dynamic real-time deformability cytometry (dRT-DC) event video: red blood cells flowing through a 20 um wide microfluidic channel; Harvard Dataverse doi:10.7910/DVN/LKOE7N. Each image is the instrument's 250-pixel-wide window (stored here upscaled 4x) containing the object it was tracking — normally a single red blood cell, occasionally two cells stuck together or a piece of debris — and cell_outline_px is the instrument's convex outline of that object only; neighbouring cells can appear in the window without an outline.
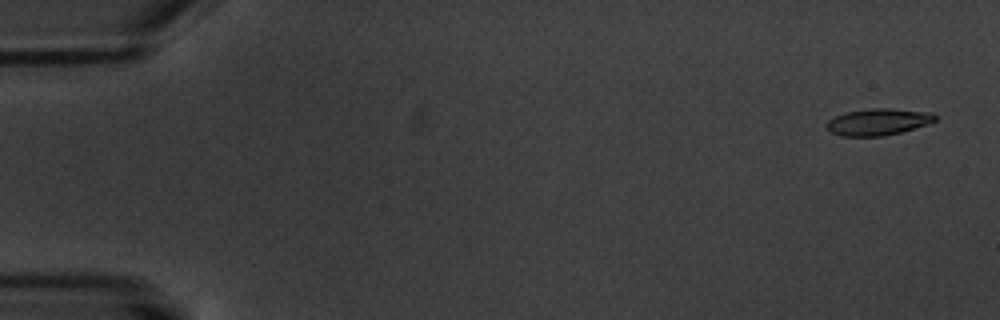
{"species": "common noctule bat (a hibernating species)", "species_latin": "Nyctalus noctula", "temperature_condition": "warm", "stored_images_in_passage": 17, "camera_frame_rate_fps": 3000, "um_per_image_px": 0.085, "animal": {"sex": "male", "body_mass_g": 20.1, "forearm_length_mm": 53.5}, "frame": {"image": 1, "passage_image": 1, "time_ms": 0.0, "image_size_px": [1000, 320], "cell_outline_px": [[936, 120], [928, 124], [900, 132], [884, 136], [840, 136], [832, 132], [828, 128], [828, 120], [836, 116], [848, 112], [872, 108], [888, 108], [932, 112], [936, 116]], "centroid_in_image_um": [74.68, 10.36], "position_along_channel_um": 10.3, "area_um2": 16.65}}
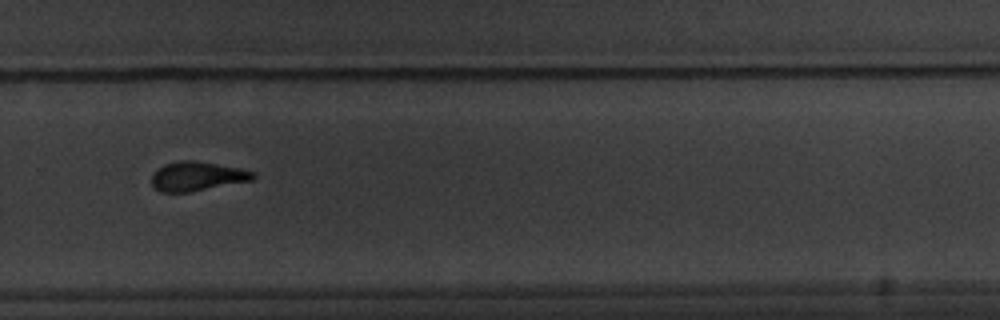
{"frame": {"image": 2, "passage_image": 12, "time_ms": 13.0, "image_size_px": [1000, 320], "cell_outline_px": [[256, 176], [252, 180], [192, 192], [160, 192], [152, 188], [152, 172], [164, 164], [180, 160], [192, 160], [240, 168], [256, 172]], "centroid_in_image_um": [16.73, 14.99], "position_along_channel_um": 313.1, "area_um2": 17.46}}
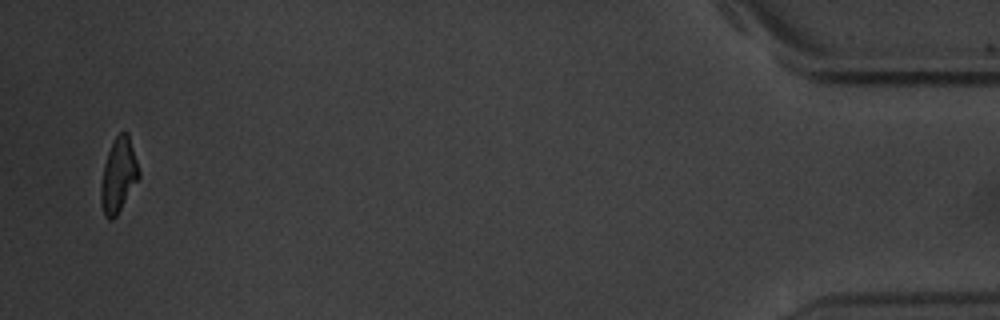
{"frame": {"image": 3, "passage_image": 17, "time_ms": 18.667, "image_size_px": [1000, 320], "cell_outline_px": [[140, 176], [116, 216], [112, 220], [108, 220], [104, 216], [100, 204], [100, 184], [104, 164], [112, 140], [120, 132], [128, 132], [140, 172]], "centroid_in_image_um": [10.04, 14.91], "position_along_channel_um": 425.2, "area_um2": 16.53}, "authors_computed_cell_mechanics": {"area_um2": 17.4556, "velocity_mm_per_s": 3.3887, "shape_relaxation_time_tau1_ms": 2.9425, "shape_relaxation_time_tau2_ms": 2.4494, "deformation_change_tau1": 0.1152, "deformation_change_tau2": 0.0775}}